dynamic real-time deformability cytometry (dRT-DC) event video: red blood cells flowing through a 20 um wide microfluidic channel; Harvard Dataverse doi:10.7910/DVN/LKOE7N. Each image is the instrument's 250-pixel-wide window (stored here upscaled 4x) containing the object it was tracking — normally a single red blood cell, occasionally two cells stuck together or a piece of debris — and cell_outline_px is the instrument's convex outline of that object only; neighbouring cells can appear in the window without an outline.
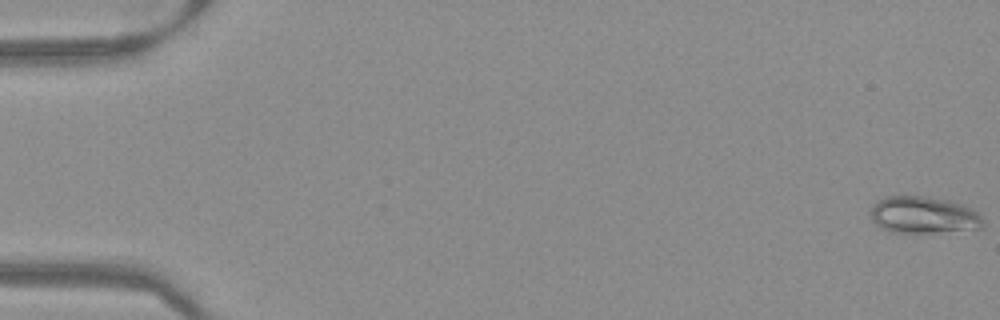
{"species": "Egyptian fruit bat (a non-hibernating species)", "species_latin": "Rousettus aegyptiacus", "temperature_condition": "warm", "stored_images_in_passage": 52, "camera_frame_rate_fps": 3000, "um_per_image_px": 0.085, "frame": {"image": 1, "passage_image": 1, "time_ms": 0.0, "image_size_px": [1000, 320], "cell_outline_px": [[984, 228], [932, 232], [888, 232], [880, 228], [872, 220], [872, 204], [876, 200], [884, 196], [924, 196], [948, 200], [964, 204], [972, 208], [984, 220]], "centroid_in_image_um": [78.49, 18.26], "position_along_channel_um": 6.5, "area_um2": 24.33}}
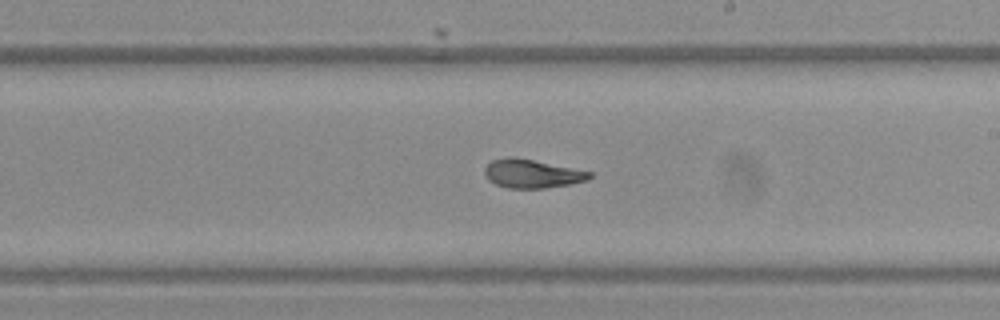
{"frame": {"image": 2, "passage_image": 31, "time_ms": 10.0, "image_size_px": [1000, 320], "cell_outline_px": [[592, 176], [588, 180], [572, 184], [544, 188], [508, 188], [496, 184], [488, 180], [484, 172], [484, 168], [492, 160], [508, 156], [516, 156], [592, 172]], "centroid_in_image_um": [45.21, 14.75], "position_along_channel_um": 243.8, "area_um2": 17.63}}
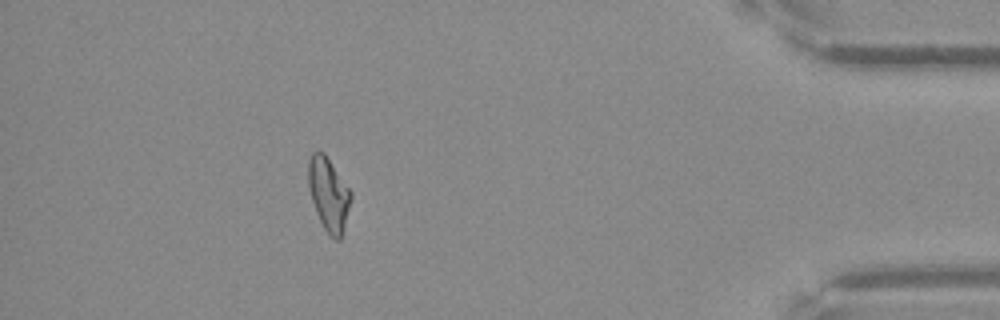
{"frame": {"image": 3, "passage_image": 47, "time_ms": 15.333, "image_size_px": [1000, 320], "cell_outline_px": [[352, 196], [344, 228], [340, 240], [336, 240], [328, 236], [316, 212], [312, 200], [308, 184], [308, 160], [312, 152], [324, 152], [352, 192]], "centroid_in_image_um": [27.93, 16.52], "position_along_channel_um": 407.3, "area_um2": 18.15}}